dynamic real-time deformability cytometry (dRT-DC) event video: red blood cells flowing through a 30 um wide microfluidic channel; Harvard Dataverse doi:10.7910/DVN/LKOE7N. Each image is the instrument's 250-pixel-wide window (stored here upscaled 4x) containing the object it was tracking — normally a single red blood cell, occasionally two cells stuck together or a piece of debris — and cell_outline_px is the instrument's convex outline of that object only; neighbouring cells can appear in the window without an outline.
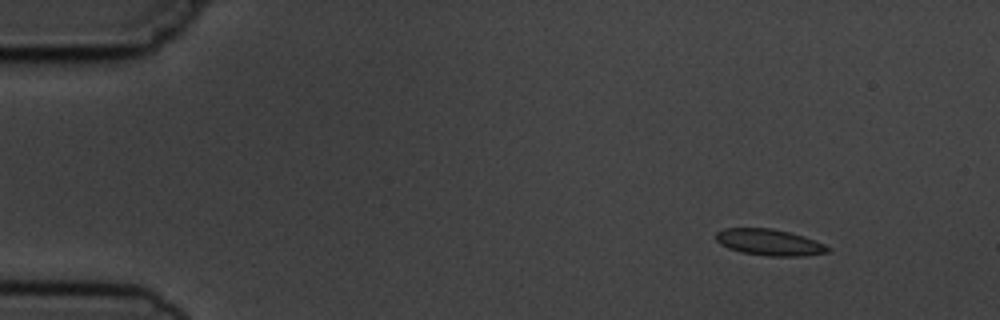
{"species": "common noctule bat (a hibernating species)", "species_latin": "Nyctalus noctula", "temperature_condition": "cold", "stored_images_in_passage": 3, "camera_frame_rate_fps": 3000, "um_per_image_px": 0.085, "animal": {"sex": "male", "body_mass_g": 19.5, "forearm_length_mm": 54.6}, "frame": {"image": 1, "passage_image": 1, "time_ms": 0.0, "image_size_px": [1000, 320], "cell_outline_px": [[832, 248], [828, 252], [804, 256], [768, 256], [740, 252], [728, 248], [720, 244], [716, 240], [716, 232], [724, 228], [772, 228], [804, 236], [824, 244]], "centroid_in_image_um": [65.39, 20.6], "position_along_channel_um": 19.6, "area_um2": 17.22}}